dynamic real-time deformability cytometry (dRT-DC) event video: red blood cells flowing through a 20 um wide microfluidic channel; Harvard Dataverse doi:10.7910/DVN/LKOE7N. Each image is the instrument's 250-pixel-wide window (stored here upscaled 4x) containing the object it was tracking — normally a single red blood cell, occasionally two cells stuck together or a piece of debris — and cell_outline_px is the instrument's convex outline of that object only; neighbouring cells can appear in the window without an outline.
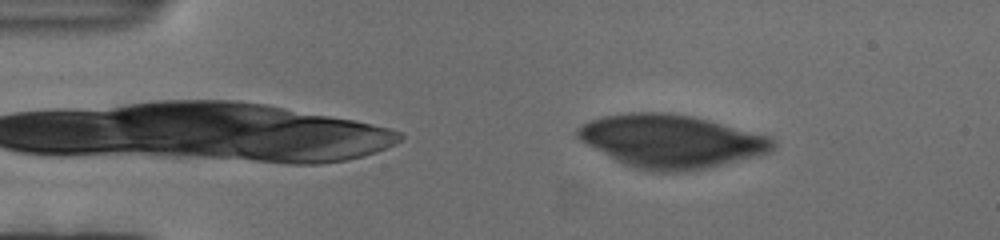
{"species": "human", "species_latin": "Homo sapiens", "temperature_condition": "cold", "stored_images_in_passage": 55, "camera_frame_rate_fps": 3000, "um_per_image_px": 0.085, "donor": {"sex": "female"}, "frame": {"image": 1, "passage_image": 19, "time_ms": 6.0, "image_size_px": [1000, 240], "cell_outline_px": [[776, 148], [768, 152], [756, 156], [704, 168], [684, 172], [652, 172], [636, 168], [624, 164], [616, 160], [580, 140], [576, 136], [576, 128], [592, 120], [604, 116], [628, 112], [672, 112], [692, 116], [708, 120], [768, 136], [776, 140]], "centroid_in_image_um": [57.04, 12.0], "position_along_channel_um": 28.0, "area_um2": 60.11}}